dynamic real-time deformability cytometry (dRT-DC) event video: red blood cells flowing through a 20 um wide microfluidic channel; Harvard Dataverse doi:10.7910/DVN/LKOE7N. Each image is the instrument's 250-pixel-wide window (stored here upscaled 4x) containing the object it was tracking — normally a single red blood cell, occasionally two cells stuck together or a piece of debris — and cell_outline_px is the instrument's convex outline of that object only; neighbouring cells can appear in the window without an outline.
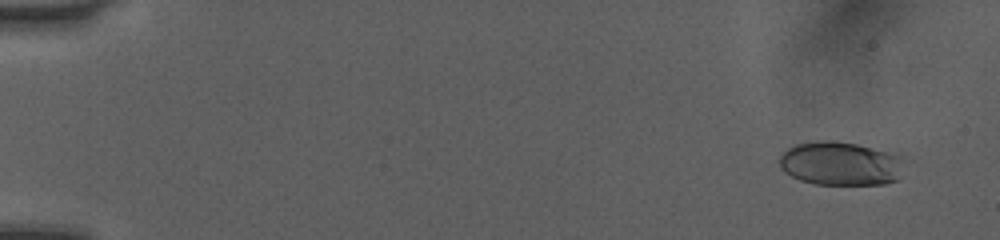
{"species": "human", "species_latin": "Homo sapiens", "temperature_condition": "room temperature", "stored_images_in_passage": 52, "camera_frame_rate_fps": 3000, "um_per_image_px": 0.085, "donor": {"sex": "female"}, "frame": {"image": 1, "passage_image": 4, "time_ms": 1.0, "image_size_px": [1000, 240], "cell_outline_px": [[900, 160], [896, 180], [884, 184], [816, 184], [800, 180], [784, 172], [780, 168], [780, 156], [788, 148], [796, 144], [816, 140], [828, 140], [856, 144], [900, 152]], "centroid_in_image_um": [71.41, 13.88], "position_along_channel_um": 13.6, "area_um2": 31.73}}
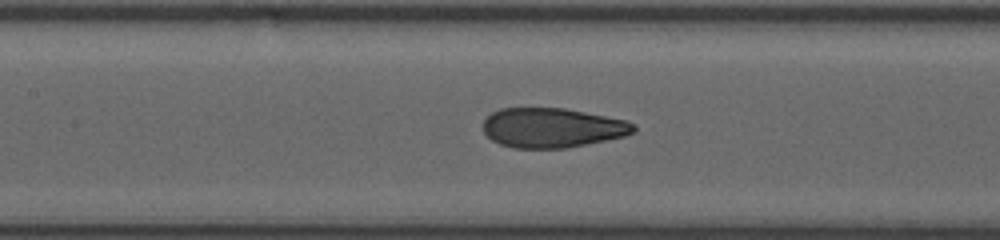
{"frame": {"image": 2, "passage_image": 26, "time_ms": 8.333, "image_size_px": [1000, 240], "cell_outline_px": [[636, 132], [624, 136], [568, 148], [512, 148], [500, 144], [492, 140], [484, 132], [484, 120], [492, 112], [500, 108], [564, 108], [628, 120], [636, 124]], "centroid_in_image_um": [46.97, 10.86], "position_along_channel_um": 160.4, "area_um2": 34.91}}
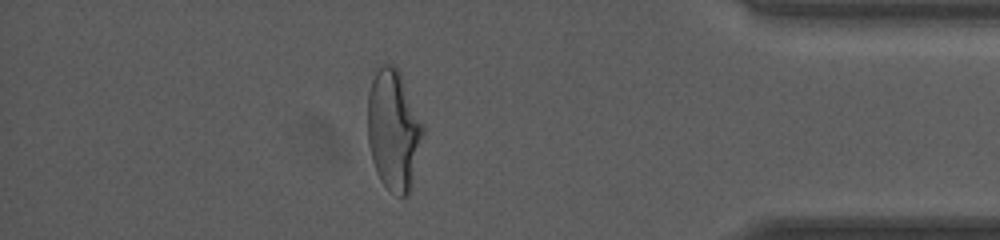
{"frame": {"image": 3, "passage_image": 46, "time_ms": 15.0, "image_size_px": [1000, 240], "cell_outline_px": [[424, 136], [408, 196], [400, 196], [388, 188], [380, 180], [376, 172], [372, 160], [368, 144], [368, 92], [376, 68], [380, 64], [392, 64], [400, 72], [424, 124]], "centroid_in_image_um": [33.46, 11.02], "position_along_channel_um": 401.7, "area_um2": 39.07}, "authors_computed_cell_mechanics": {"area_um2": 35.3447, "velocity_mm_per_s": 4.0769, "shape_relaxation_time_tau1_ms": 5.5563, "shape_relaxation_time_tau2_ms": 0.6483, "deformation_change_tau1": 0.2055, "deformation_change_tau2": 0.0647}}